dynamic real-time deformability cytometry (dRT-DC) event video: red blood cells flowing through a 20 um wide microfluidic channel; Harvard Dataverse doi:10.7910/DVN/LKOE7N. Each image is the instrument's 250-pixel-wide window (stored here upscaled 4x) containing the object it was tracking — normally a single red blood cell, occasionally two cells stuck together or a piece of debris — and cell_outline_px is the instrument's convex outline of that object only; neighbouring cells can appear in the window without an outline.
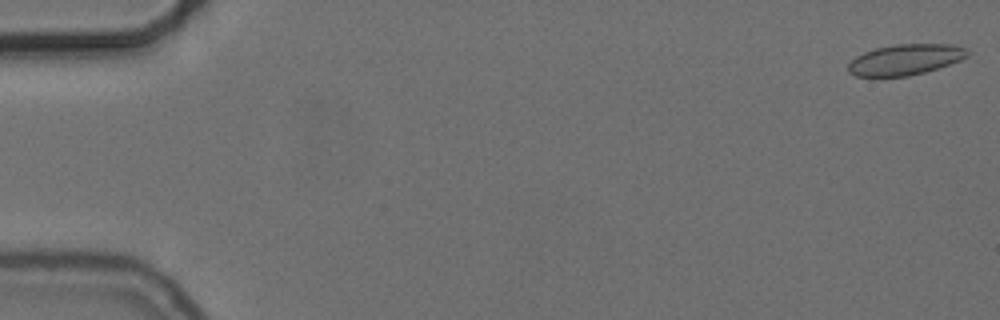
{"species": "common noctule bat (a hibernating species)", "species_latin": "Nyctalus noctula", "temperature_condition": "cold", "stored_images_in_passage": 50, "camera_frame_rate_fps": 3000, "um_per_image_px": 0.085, "animal": {"sex": "female", "body_mass_g": 24.6, "forearm_length_mm": 56.2}, "frame": {"image": 1, "passage_image": 1, "time_ms": 0.0, "image_size_px": [1000, 320], "cell_outline_px": [[968, 56], [960, 60], [924, 72], [908, 76], [856, 76], [848, 72], [848, 64], [856, 56], [864, 52], [876, 48], [896, 44], [952, 44], [964, 48], [968, 52]], "centroid_in_image_um": [76.92, 5.06], "position_along_channel_um": 8.1, "area_um2": 21.1}}
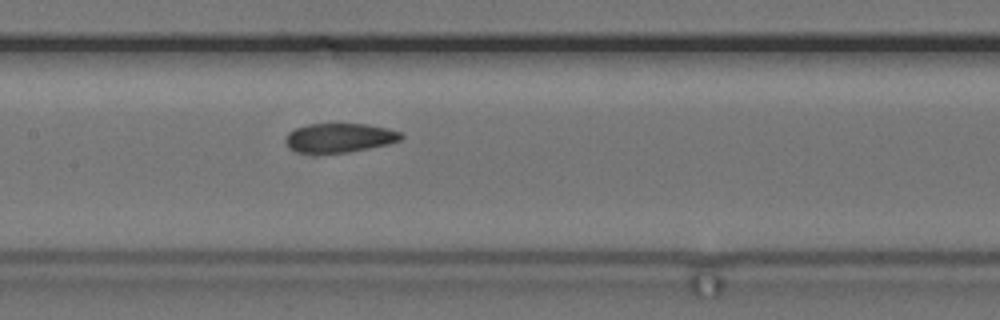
{"frame": {"image": 2, "passage_image": 27, "time_ms": 8.667, "image_size_px": [1000, 320], "cell_outline_px": [[404, 136], [400, 140], [388, 144], [348, 152], [296, 152], [288, 144], [288, 132], [296, 128], [308, 124], [368, 124], [388, 128], [400, 132]], "centroid_in_image_um": [28.92, 11.69], "position_along_channel_um": 178.5, "area_um2": 19.19}}
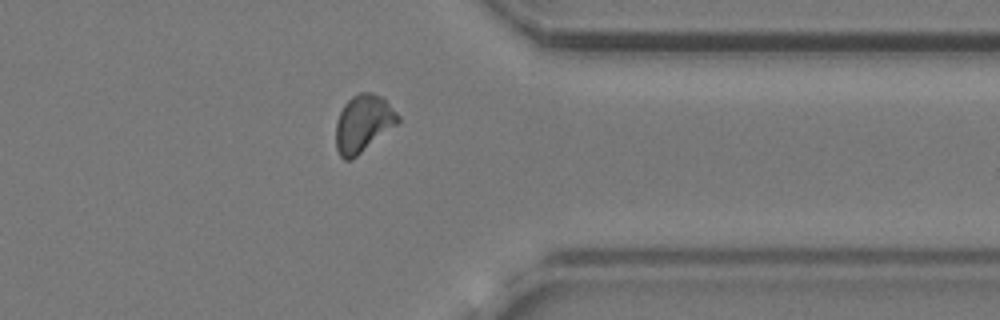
{"frame": {"image": 3, "passage_image": 44, "time_ms": 14.333, "image_size_px": [1000, 320], "cell_outline_px": [[400, 120], [396, 124], [352, 160], [344, 160], [340, 156], [336, 148], [336, 120], [344, 104], [352, 96], [360, 92], [372, 92], [384, 96], [400, 116]], "centroid_in_image_um": [30.87, 10.47], "position_along_channel_um": 380.5, "area_um2": 20.81}}